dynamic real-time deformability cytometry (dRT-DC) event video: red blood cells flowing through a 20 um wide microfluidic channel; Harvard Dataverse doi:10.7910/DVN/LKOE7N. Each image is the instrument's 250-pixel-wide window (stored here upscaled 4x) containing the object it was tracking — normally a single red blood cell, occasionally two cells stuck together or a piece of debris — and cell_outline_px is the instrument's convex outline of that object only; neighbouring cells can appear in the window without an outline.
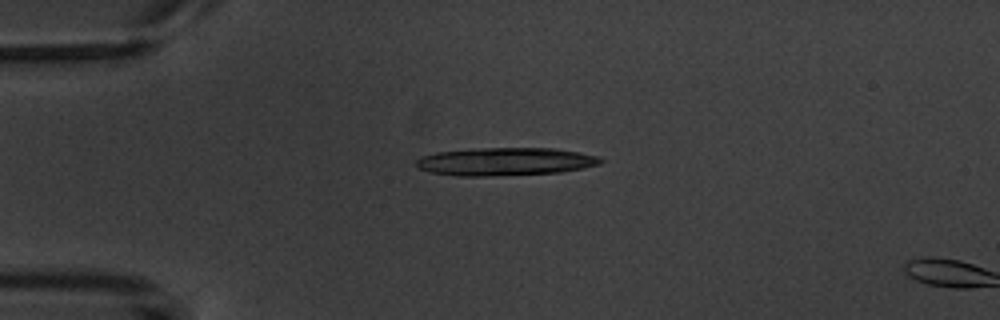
{"species": "common noctule bat (a hibernating species)", "species_latin": "Nyctalus noctula", "temperature_condition": "warm", "stored_images_in_passage": 2, "camera_frame_rate_fps": 3000, "um_per_image_px": 0.085, "animal": {"sex": "male", "body_mass_g": 20.1, "forearm_length_mm": 53.5}, "frame": {"image": 1, "passage_image": 1, "time_ms": 0.0, "image_size_px": [1000, 320], "cell_outline_px": [[604, 160], [600, 164], [560, 172], [488, 176], [456, 176], [432, 172], [420, 168], [416, 164], [416, 160], [420, 156], [436, 152], [484, 148], [556, 148], [600, 156]], "centroid_in_image_um": [42.96, 13.73], "position_along_channel_um": 42.0, "area_um2": 29.88}}